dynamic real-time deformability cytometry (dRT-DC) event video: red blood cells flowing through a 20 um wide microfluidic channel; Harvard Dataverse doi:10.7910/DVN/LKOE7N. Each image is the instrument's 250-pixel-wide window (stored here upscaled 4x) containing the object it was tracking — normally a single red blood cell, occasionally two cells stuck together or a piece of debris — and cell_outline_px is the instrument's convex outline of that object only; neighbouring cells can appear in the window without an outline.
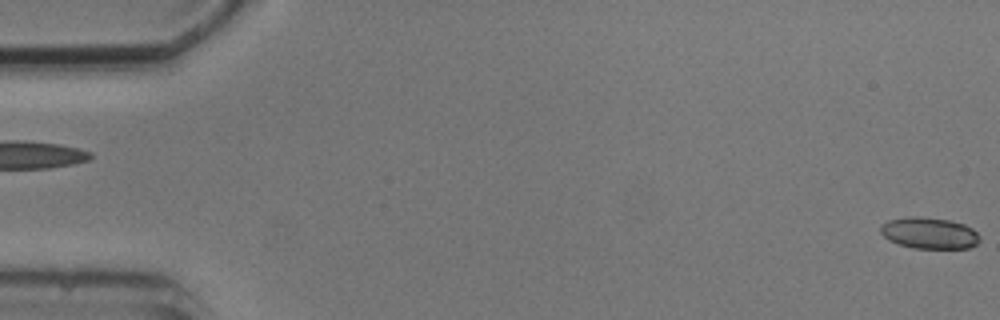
{"species": "common noctule bat (a hibernating species)", "species_latin": "Nyctalus noctula", "temperature_condition": "cold", "stored_images_in_passage": 5, "camera_frame_rate_fps": 3000, "um_per_image_px": 0.085, "animal": {"sex": "male", "body_mass_g": 20.5, "forearm_length_mm": 52.5}, "frame": {"image": 1, "passage_image": 1, "time_ms": 0.0, "image_size_px": [1000, 320], "cell_outline_px": [[980, 240], [976, 244], [968, 248], [912, 248], [888, 240], [880, 232], [880, 224], [888, 220], [908, 216], [916, 216], [948, 220], [964, 224], [972, 228], [980, 236]], "centroid_in_image_um": [78.96, 19.8], "position_along_channel_um": 6.0, "area_um2": 18.15}}
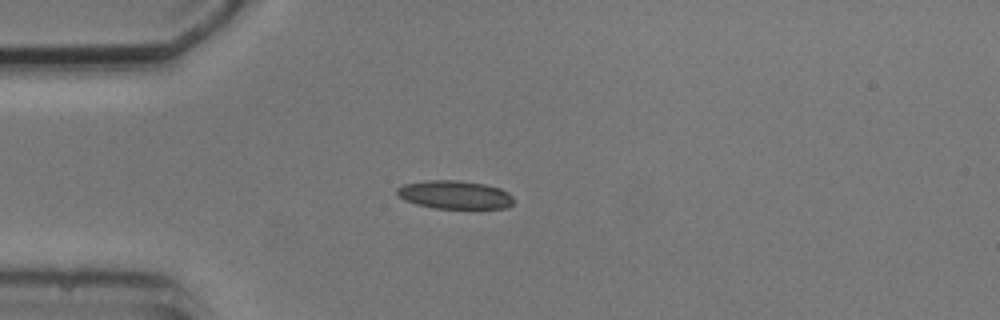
{"frame": {"image": 2, "passage_image": 5, "time_ms": 4.667, "image_size_px": [1000, 320], "cell_outline_px": [[516, 200], [508, 208], [432, 208], [416, 204], [404, 200], [396, 192], [396, 188], [404, 184], [428, 180], [460, 180], [484, 184], [500, 188], [508, 192]], "centroid_in_image_um": [38.67, 16.55], "position_along_channel_um": 46.3, "area_um2": 19.36}}